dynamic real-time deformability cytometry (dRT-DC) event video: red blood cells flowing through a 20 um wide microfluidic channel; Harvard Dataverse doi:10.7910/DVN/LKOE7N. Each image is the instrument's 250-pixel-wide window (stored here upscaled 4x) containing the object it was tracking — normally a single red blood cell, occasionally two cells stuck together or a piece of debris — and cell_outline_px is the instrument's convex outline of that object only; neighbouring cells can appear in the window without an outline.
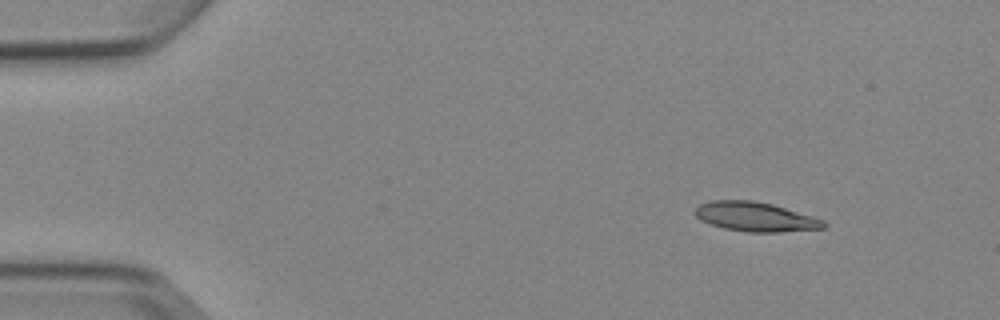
{"species": "Egyptian fruit bat (a non-hibernating species)", "species_latin": "Rousettus aegyptiacus", "temperature_condition": "cold", "stored_images_in_passage": 5, "camera_frame_rate_fps": 3000, "um_per_image_px": 0.085, "animal": {"sex": "female"}, "frame": {"image": 1, "passage_image": 2, "time_ms": 1.0, "image_size_px": [1000, 320], "cell_outline_px": [[828, 224], [824, 228], [780, 232], [748, 232], [724, 228], [700, 220], [692, 212], [700, 204], [712, 200], [752, 200], [772, 204], [812, 216], [824, 220]], "centroid_in_image_um": [64.2, 18.42], "position_along_channel_um": 20.8, "area_um2": 21.96}}